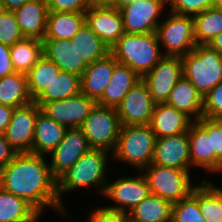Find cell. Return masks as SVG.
I'll list each match as a JSON object with an SVG mask.
<instances>
[{"instance_id":"1","label":"cell","mask_w":222,"mask_h":222,"mask_svg":"<svg viewBox=\"0 0 222 222\" xmlns=\"http://www.w3.org/2000/svg\"><path fill=\"white\" fill-rule=\"evenodd\" d=\"M45 159L33 153H17L0 169V187L25 199L41 215L45 207L67 215L58 198L57 179Z\"/></svg>"},{"instance_id":"2","label":"cell","mask_w":222,"mask_h":222,"mask_svg":"<svg viewBox=\"0 0 222 222\" xmlns=\"http://www.w3.org/2000/svg\"><path fill=\"white\" fill-rule=\"evenodd\" d=\"M156 32L150 34L124 33L110 47L117 63L129 66L141 78L163 57Z\"/></svg>"},{"instance_id":"3","label":"cell","mask_w":222,"mask_h":222,"mask_svg":"<svg viewBox=\"0 0 222 222\" xmlns=\"http://www.w3.org/2000/svg\"><path fill=\"white\" fill-rule=\"evenodd\" d=\"M109 151L91 148L87 153L57 179V192L60 205L65 208L61 195L76 188L101 186L99 191L104 195L107 177V156Z\"/></svg>"},{"instance_id":"4","label":"cell","mask_w":222,"mask_h":222,"mask_svg":"<svg viewBox=\"0 0 222 222\" xmlns=\"http://www.w3.org/2000/svg\"><path fill=\"white\" fill-rule=\"evenodd\" d=\"M181 59L183 76L196 87L203 98L222 82V55L208 45H196Z\"/></svg>"},{"instance_id":"5","label":"cell","mask_w":222,"mask_h":222,"mask_svg":"<svg viewBox=\"0 0 222 222\" xmlns=\"http://www.w3.org/2000/svg\"><path fill=\"white\" fill-rule=\"evenodd\" d=\"M155 142L156 136L149 124L121 126L111 157L141 171L152 163Z\"/></svg>"},{"instance_id":"6","label":"cell","mask_w":222,"mask_h":222,"mask_svg":"<svg viewBox=\"0 0 222 222\" xmlns=\"http://www.w3.org/2000/svg\"><path fill=\"white\" fill-rule=\"evenodd\" d=\"M143 172L150 192L172 204L187 197L195 188L192 185L190 171L151 163Z\"/></svg>"},{"instance_id":"7","label":"cell","mask_w":222,"mask_h":222,"mask_svg":"<svg viewBox=\"0 0 222 222\" xmlns=\"http://www.w3.org/2000/svg\"><path fill=\"white\" fill-rule=\"evenodd\" d=\"M115 108L96 104L80 129L94 149L115 150L121 129Z\"/></svg>"},{"instance_id":"8","label":"cell","mask_w":222,"mask_h":222,"mask_svg":"<svg viewBox=\"0 0 222 222\" xmlns=\"http://www.w3.org/2000/svg\"><path fill=\"white\" fill-rule=\"evenodd\" d=\"M159 43L166 48L163 56L182 57L197 45L194 37L193 16L170 12L169 18L161 22L156 30Z\"/></svg>"},{"instance_id":"9","label":"cell","mask_w":222,"mask_h":222,"mask_svg":"<svg viewBox=\"0 0 222 222\" xmlns=\"http://www.w3.org/2000/svg\"><path fill=\"white\" fill-rule=\"evenodd\" d=\"M167 0H136L119 8L125 33H155Z\"/></svg>"},{"instance_id":"10","label":"cell","mask_w":222,"mask_h":222,"mask_svg":"<svg viewBox=\"0 0 222 222\" xmlns=\"http://www.w3.org/2000/svg\"><path fill=\"white\" fill-rule=\"evenodd\" d=\"M183 77L181 57L163 56L142 80L155 103H166L172 88Z\"/></svg>"},{"instance_id":"11","label":"cell","mask_w":222,"mask_h":222,"mask_svg":"<svg viewBox=\"0 0 222 222\" xmlns=\"http://www.w3.org/2000/svg\"><path fill=\"white\" fill-rule=\"evenodd\" d=\"M138 177H120L113 183L106 186L104 196L117 205L106 206L105 208L128 214L133 208L147 198L151 192L148 182L143 175H137Z\"/></svg>"},{"instance_id":"12","label":"cell","mask_w":222,"mask_h":222,"mask_svg":"<svg viewBox=\"0 0 222 222\" xmlns=\"http://www.w3.org/2000/svg\"><path fill=\"white\" fill-rule=\"evenodd\" d=\"M96 104L80 92L67 99L44 103L40 108L49 118L70 129L80 128Z\"/></svg>"},{"instance_id":"13","label":"cell","mask_w":222,"mask_h":222,"mask_svg":"<svg viewBox=\"0 0 222 222\" xmlns=\"http://www.w3.org/2000/svg\"><path fill=\"white\" fill-rule=\"evenodd\" d=\"M40 110L34 101L14 108L11 122L4 135L16 153H32L35 124Z\"/></svg>"},{"instance_id":"14","label":"cell","mask_w":222,"mask_h":222,"mask_svg":"<svg viewBox=\"0 0 222 222\" xmlns=\"http://www.w3.org/2000/svg\"><path fill=\"white\" fill-rule=\"evenodd\" d=\"M155 104L146 83L141 80L129 90L116 108L121 125L150 124Z\"/></svg>"},{"instance_id":"15","label":"cell","mask_w":222,"mask_h":222,"mask_svg":"<svg viewBox=\"0 0 222 222\" xmlns=\"http://www.w3.org/2000/svg\"><path fill=\"white\" fill-rule=\"evenodd\" d=\"M91 147L80 128L67 129L61 143L50 153L52 175L58 179L71 168Z\"/></svg>"},{"instance_id":"16","label":"cell","mask_w":222,"mask_h":222,"mask_svg":"<svg viewBox=\"0 0 222 222\" xmlns=\"http://www.w3.org/2000/svg\"><path fill=\"white\" fill-rule=\"evenodd\" d=\"M85 23L110 48L125 33L119 8L91 6Z\"/></svg>"},{"instance_id":"17","label":"cell","mask_w":222,"mask_h":222,"mask_svg":"<svg viewBox=\"0 0 222 222\" xmlns=\"http://www.w3.org/2000/svg\"><path fill=\"white\" fill-rule=\"evenodd\" d=\"M152 163L190 171L188 131L176 136L156 138Z\"/></svg>"},{"instance_id":"18","label":"cell","mask_w":222,"mask_h":222,"mask_svg":"<svg viewBox=\"0 0 222 222\" xmlns=\"http://www.w3.org/2000/svg\"><path fill=\"white\" fill-rule=\"evenodd\" d=\"M193 122L189 116L174 107L156 103L149 125L156 138H163L187 132Z\"/></svg>"},{"instance_id":"19","label":"cell","mask_w":222,"mask_h":222,"mask_svg":"<svg viewBox=\"0 0 222 222\" xmlns=\"http://www.w3.org/2000/svg\"><path fill=\"white\" fill-rule=\"evenodd\" d=\"M13 13L25 38L43 41L48 15L46 0H29L23 6L13 10Z\"/></svg>"},{"instance_id":"20","label":"cell","mask_w":222,"mask_h":222,"mask_svg":"<svg viewBox=\"0 0 222 222\" xmlns=\"http://www.w3.org/2000/svg\"><path fill=\"white\" fill-rule=\"evenodd\" d=\"M117 64L110 53L104 58L90 63L81 77V92L97 102L109 84L114 67Z\"/></svg>"},{"instance_id":"21","label":"cell","mask_w":222,"mask_h":222,"mask_svg":"<svg viewBox=\"0 0 222 222\" xmlns=\"http://www.w3.org/2000/svg\"><path fill=\"white\" fill-rule=\"evenodd\" d=\"M44 56L61 71L82 77L86 65L79 59L74 43L67 39H43Z\"/></svg>"},{"instance_id":"22","label":"cell","mask_w":222,"mask_h":222,"mask_svg":"<svg viewBox=\"0 0 222 222\" xmlns=\"http://www.w3.org/2000/svg\"><path fill=\"white\" fill-rule=\"evenodd\" d=\"M190 159L194 167H202L208 172H222V162L211 152L208 133L194 121L188 130Z\"/></svg>"},{"instance_id":"23","label":"cell","mask_w":222,"mask_h":222,"mask_svg":"<svg viewBox=\"0 0 222 222\" xmlns=\"http://www.w3.org/2000/svg\"><path fill=\"white\" fill-rule=\"evenodd\" d=\"M141 80L142 78L129 66L118 63L114 67L111 80L97 104L116 109L129 90Z\"/></svg>"},{"instance_id":"24","label":"cell","mask_w":222,"mask_h":222,"mask_svg":"<svg viewBox=\"0 0 222 222\" xmlns=\"http://www.w3.org/2000/svg\"><path fill=\"white\" fill-rule=\"evenodd\" d=\"M166 104L185 113L193 121L203 117V97L184 76L172 88Z\"/></svg>"},{"instance_id":"25","label":"cell","mask_w":222,"mask_h":222,"mask_svg":"<svg viewBox=\"0 0 222 222\" xmlns=\"http://www.w3.org/2000/svg\"><path fill=\"white\" fill-rule=\"evenodd\" d=\"M66 130L40 110L35 124L32 153L41 156L50 154L61 143Z\"/></svg>"},{"instance_id":"26","label":"cell","mask_w":222,"mask_h":222,"mask_svg":"<svg viewBox=\"0 0 222 222\" xmlns=\"http://www.w3.org/2000/svg\"><path fill=\"white\" fill-rule=\"evenodd\" d=\"M85 24V13L48 12L44 39L70 40Z\"/></svg>"},{"instance_id":"27","label":"cell","mask_w":222,"mask_h":222,"mask_svg":"<svg viewBox=\"0 0 222 222\" xmlns=\"http://www.w3.org/2000/svg\"><path fill=\"white\" fill-rule=\"evenodd\" d=\"M40 215L25 199L0 187V222H36Z\"/></svg>"},{"instance_id":"28","label":"cell","mask_w":222,"mask_h":222,"mask_svg":"<svg viewBox=\"0 0 222 222\" xmlns=\"http://www.w3.org/2000/svg\"><path fill=\"white\" fill-rule=\"evenodd\" d=\"M127 215L129 222H171L172 203L150 194Z\"/></svg>"},{"instance_id":"29","label":"cell","mask_w":222,"mask_h":222,"mask_svg":"<svg viewBox=\"0 0 222 222\" xmlns=\"http://www.w3.org/2000/svg\"><path fill=\"white\" fill-rule=\"evenodd\" d=\"M74 43L79 59L88 66L110 53V48L85 23L70 39Z\"/></svg>"},{"instance_id":"30","label":"cell","mask_w":222,"mask_h":222,"mask_svg":"<svg viewBox=\"0 0 222 222\" xmlns=\"http://www.w3.org/2000/svg\"><path fill=\"white\" fill-rule=\"evenodd\" d=\"M81 92V77L61 71L58 77L54 78L48 88L44 89L34 102L41 107L44 103L63 100L78 95Z\"/></svg>"},{"instance_id":"31","label":"cell","mask_w":222,"mask_h":222,"mask_svg":"<svg viewBox=\"0 0 222 222\" xmlns=\"http://www.w3.org/2000/svg\"><path fill=\"white\" fill-rule=\"evenodd\" d=\"M33 101L26 74L15 72L0 78V104L17 108Z\"/></svg>"},{"instance_id":"32","label":"cell","mask_w":222,"mask_h":222,"mask_svg":"<svg viewBox=\"0 0 222 222\" xmlns=\"http://www.w3.org/2000/svg\"><path fill=\"white\" fill-rule=\"evenodd\" d=\"M11 60L15 72L27 74L44 56L42 40L24 38L10 46Z\"/></svg>"},{"instance_id":"33","label":"cell","mask_w":222,"mask_h":222,"mask_svg":"<svg viewBox=\"0 0 222 222\" xmlns=\"http://www.w3.org/2000/svg\"><path fill=\"white\" fill-rule=\"evenodd\" d=\"M194 19V37L197 45H207L222 32V9L219 6L209 8Z\"/></svg>"},{"instance_id":"34","label":"cell","mask_w":222,"mask_h":222,"mask_svg":"<svg viewBox=\"0 0 222 222\" xmlns=\"http://www.w3.org/2000/svg\"><path fill=\"white\" fill-rule=\"evenodd\" d=\"M198 203L207 222H222V188L204 179L198 185Z\"/></svg>"},{"instance_id":"35","label":"cell","mask_w":222,"mask_h":222,"mask_svg":"<svg viewBox=\"0 0 222 222\" xmlns=\"http://www.w3.org/2000/svg\"><path fill=\"white\" fill-rule=\"evenodd\" d=\"M61 70L57 65L43 56L26 74L28 89L33 100L58 77Z\"/></svg>"},{"instance_id":"36","label":"cell","mask_w":222,"mask_h":222,"mask_svg":"<svg viewBox=\"0 0 222 222\" xmlns=\"http://www.w3.org/2000/svg\"><path fill=\"white\" fill-rule=\"evenodd\" d=\"M171 222H207L199 210L197 185L187 197L172 204Z\"/></svg>"},{"instance_id":"37","label":"cell","mask_w":222,"mask_h":222,"mask_svg":"<svg viewBox=\"0 0 222 222\" xmlns=\"http://www.w3.org/2000/svg\"><path fill=\"white\" fill-rule=\"evenodd\" d=\"M24 38L13 11L0 10V43L12 46Z\"/></svg>"},{"instance_id":"38","label":"cell","mask_w":222,"mask_h":222,"mask_svg":"<svg viewBox=\"0 0 222 222\" xmlns=\"http://www.w3.org/2000/svg\"><path fill=\"white\" fill-rule=\"evenodd\" d=\"M170 12L177 15L194 16L217 6L216 0H167Z\"/></svg>"},{"instance_id":"39","label":"cell","mask_w":222,"mask_h":222,"mask_svg":"<svg viewBox=\"0 0 222 222\" xmlns=\"http://www.w3.org/2000/svg\"><path fill=\"white\" fill-rule=\"evenodd\" d=\"M196 122L208 133L211 152L222 162V120L202 117Z\"/></svg>"},{"instance_id":"40","label":"cell","mask_w":222,"mask_h":222,"mask_svg":"<svg viewBox=\"0 0 222 222\" xmlns=\"http://www.w3.org/2000/svg\"><path fill=\"white\" fill-rule=\"evenodd\" d=\"M203 117L222 120V82L203 98Z\"/></svg>"},{"instance_id":"41","label":"cell","mask_w":222,"mask_h":222,"mask_svg":"<svg viewBox=\"0 0 222 222\" xmlns=\"http://www.w3.org/2000/svg\"><path fill=\"white\" fill-rule=\"evenodd\" d=\"M48 12H81L85 13L91 6L92 0H46Z\"/></svg>"},{"instance_id":"42","label":"cell","mask_w":222,"mask_h":222,"mask_svg":"<svg viewBox=\"0 0 222 222\" xmlns=\"http://www.w3.org/2000/svg\"><path fill=\"white\" fill-rule=\"evenodd\" d=\"M90 215L88 222H129L127 214L112 211L105 207L96 208Z\"/></svg>"},{"instance_id":"43","label":"cell","mask_w":222,"mask_h":222,"mask_svg":"<svg viewBox=\"0 0 222 222\" xmlns=\"http://www.w3.org/2000/svg\"><path fill=\"white\" fill-rule=\"evenodd\" d=\"M15 73L12 65L10 46L0 43V78Z\"/></svg>"},{"instance_id":"44","label":"cell","mask_w":222,"mask_h":222,"mask_svg":"<svg viewBox=\"0 0 222 222\" xmlns=\"http://www.w3.org/2000/svg\"><path fill=\"white\" fill-rule=\"evenodd\" d=\"M16 154V151L6 140L4 133H0V169L12 161Z\"/></svg>"},{"instance_id":"45","label":"cell","mask_w":222,"mask_h":222,"mask_svg":"<svg viewBox=\"0 0 222 222\" xmlns=\"http://www.w3.org/2000/svg\"><path fill=\"white\" fill-rule=\"evenodd\" d=\"M14 108L0 104V133H4L11 122Z\"/></svg>"},{"instance_id":"46","label":"cell","mask_w":222,"mask_h":222,"mask_svg":"<svg viewBox=\"0 0 222 222\" xmlns=\"http://www.w3.org/2000/svg\"><path fill=\"white\" fill-rule=\"evenodd\" d=\"M29 0H2V9L13 11L23 6Z\"/></svg>"},{"instance_id":"47","label":"cell","mask_w":222,"mask_h":222,"mask_svg":"<svg viewBox=\"0 0 222 222\" xmlns=\"http://www.w3.org/2000/svg\"><path fill=\"white\" fill-rule=\"evenodd\" d=\"M207 45L222 55V32L216 35Z\"/></svg>"},{"instance_id":"48","label":"cell","mask_w":222,"mask_h":222,"mask_svg":"<svg viewBox=\"0 0 222 222\" xmlns=\"http://www.w3.org/2000/svg\"><path fill=\"white\" fill-rule=\"evenodd\" d=\"M94 6L99 7H116L119 0H92Z\"/></svg>"},{"instance_id":"49","label":"cell","mask_w":222,"mask_h":222,"mask_svg":"<svg viewBox=\"0 0 222 222\" xmlns=\"http://www.w3.org/2000/svg\"><path fill=\"white\" fill-rule=\"evenodd\" d=\"M136 0H119L118 4H117V8H120L128 3L134 2Z\"/></svg>"},{"instance_id":"50","label":"cell","mask_w":222,"mask_h":222,"mask_svg":"<svg viewBox=\"0 0 222 222\" xmlns=\"http://www.w3.org/2000/svg\"><path fill=\"white\" fill-rule=\"evenodd\" d=\"M217 1V6H219L222 9V0H216Z\"/></svg>"},{"instance_id":"51","label":"cell","mask_w":222,"mask_h":222,"mask_svg":"<svg viewBox=\"0 0 222 222\" xmlns=\"http://www.w3.org/2000/svg\"><path fill=\"white\" fill-rule=\"evenodd\" d=\"M0 10H2V0H0Z\"/></svg>"}]
</instances>
